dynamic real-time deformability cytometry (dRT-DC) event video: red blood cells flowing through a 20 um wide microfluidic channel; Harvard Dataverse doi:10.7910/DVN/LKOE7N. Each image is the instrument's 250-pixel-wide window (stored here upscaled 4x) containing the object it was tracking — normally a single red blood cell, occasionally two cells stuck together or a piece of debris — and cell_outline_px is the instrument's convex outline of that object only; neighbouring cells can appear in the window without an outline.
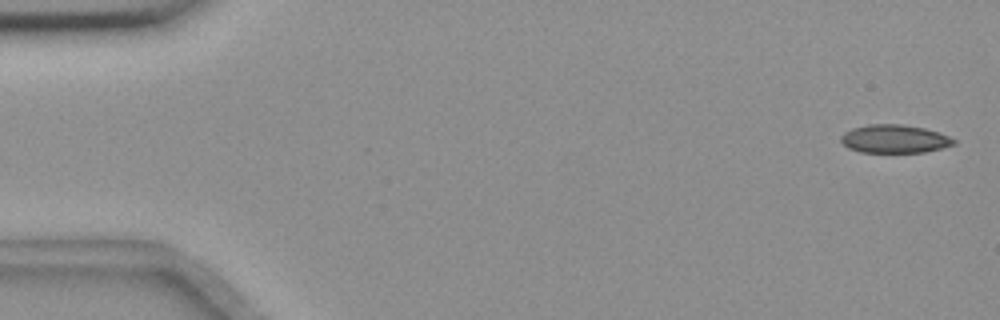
{"species": "common noctule bat (a hibernating species)", "species_latin": "Nyctalus noctula", "temperature_condition": "room temperature", "stored_images_in_passage": 5, "camera_frame_rate_fps": 3000, "um_per_image_px": 0.085, "animal": {"sex": "female", "body_mass_g": 18.4}, "frame": {"image": 1, "passage_image": 1, "time_ms": 0.0, "image_size_px": [1000, 320], "cell_outline_px": [[956, 144], [924, 152], [860, 152], [848, 148], [840, 140], [840, 136], [844, 132], [852, 128], [868, 124], [900, 124], [924, 128], [948, 136], [956, 140]], "centroid_in_image_um": [75.99, 11.8], "position_along_channel_um": 9.0, "area_um2": 18.5}}